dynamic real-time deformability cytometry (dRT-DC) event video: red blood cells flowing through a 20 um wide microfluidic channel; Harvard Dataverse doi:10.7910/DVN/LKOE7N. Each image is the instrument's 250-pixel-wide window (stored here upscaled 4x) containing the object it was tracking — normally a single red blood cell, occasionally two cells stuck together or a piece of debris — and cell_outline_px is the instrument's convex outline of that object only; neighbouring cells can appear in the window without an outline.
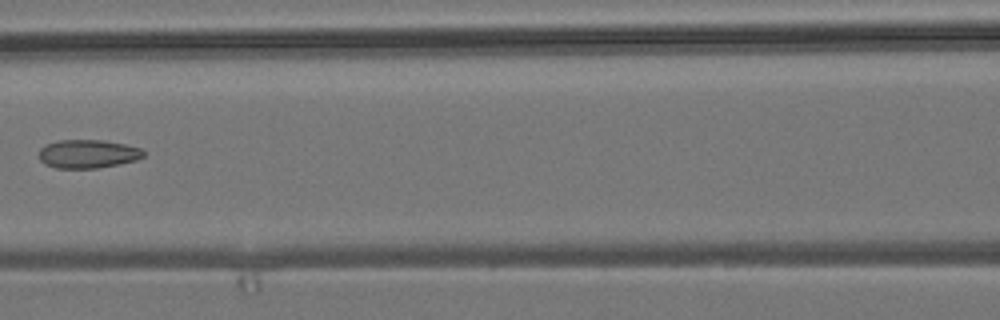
{"species": "common noctule bat (a hibernating species)", "species_latin": "Nyctalus noctula", "temperature_condition": "room temperature", "stored_images_in_passage": 7, "camera_frame_rate_fps": 3000, "um_per_image_px": 0.085, "animal": {"sex": "male", "body_mass_g": 19.2, "forearm_length_mm": 51.8}, "frame": {"image": 1, "passage_image": 7, "time_ms": 7.0, "image_size_px": [1000, 320], "cell_outline_px": [[144, 156], [136, 160], [120, 164], [96, 168], [56, 168], [44, 164], [40, 160], [40, 148], [44, 144], [60, 140], [104, 140], [124, 144], [140, 148], [144, 152]], "centroid_in_image_um": [7.45, 13.08], "position_along_channel_um": 159.1, "area_um2": 17.4}}